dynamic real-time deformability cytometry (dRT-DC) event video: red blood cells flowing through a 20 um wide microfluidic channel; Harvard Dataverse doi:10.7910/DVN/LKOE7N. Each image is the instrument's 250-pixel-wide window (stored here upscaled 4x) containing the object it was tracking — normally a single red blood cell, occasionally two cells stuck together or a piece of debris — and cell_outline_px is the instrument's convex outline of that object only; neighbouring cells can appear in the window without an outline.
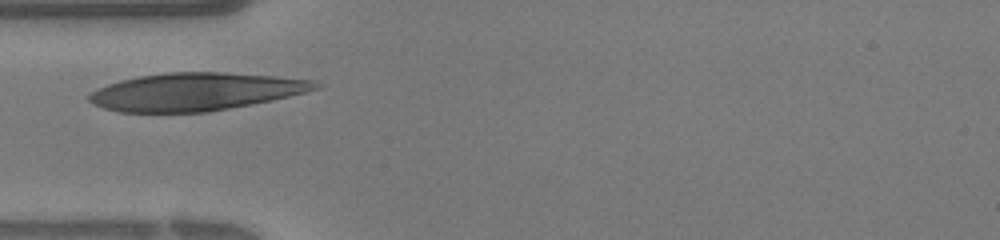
{"species": "human", "species_latin": "Homo sapiens", "temperature_condition": "warm", "stored_images_in_passage": 20, "camera_frame_rate_fps": 3000, "um_per_image_px": 0.085, "donor": {"sex": "female"}, "frame": {"image": 1, "passage_image": 4, "time_ms": 1.0, "image_size_px": [1000, 240], "cell_outline_px": [[324, 84], [320, 88], [308, 92], [272, 100], [252, 104], [208, 112], [120, 112], [104, 108], [92, 104], [88, 100], [88, 96], [96, 88], [120, 80], [140, 76], [168, 72], [224, 72], [276, 76], [316, 80]], "centroid_in_image_um": [16.67, 7.79], "position_along_channel_um": 68.3, "area_um2": 50.05}}